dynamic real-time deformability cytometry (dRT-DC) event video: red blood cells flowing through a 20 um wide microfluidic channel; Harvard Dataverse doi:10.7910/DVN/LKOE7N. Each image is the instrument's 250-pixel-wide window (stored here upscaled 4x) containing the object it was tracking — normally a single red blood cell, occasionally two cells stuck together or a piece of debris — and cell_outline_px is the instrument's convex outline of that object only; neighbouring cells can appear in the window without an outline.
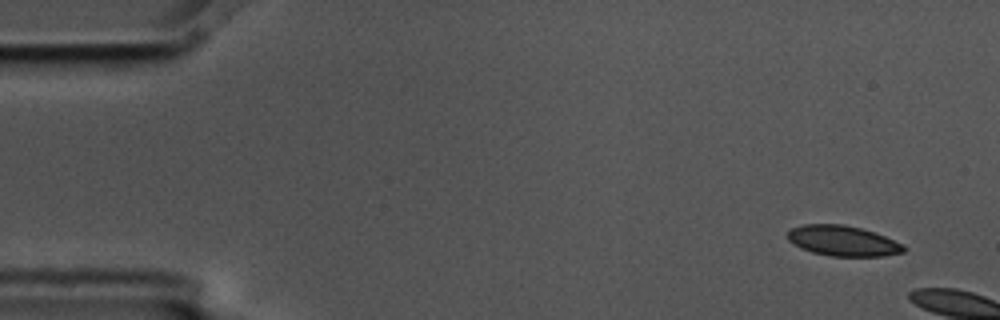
{"species": "common noctule bat (a hibernating species)", "species_latin": "Nyctalus noctula", "temperature_condition": "cold", "stored_images_in_passage": 2, "camera_frame_rate_fps": 3000, "um_per_image_px": 0.085, "animal": {"sex": "male", "body_mass_g": 17.5, "forearm_length_mm": 52.3}, "frame": {"image": 1, "passage_image": 1, "time_ms": 0.0, "image_size_px": [1000, 320], "cell_outline_px": [[908, 248], [904, 252], [884, 256], [832, 256], [812, 252], [788, 240], [788, 232], [792, 228], [804, 224], [844, 224], [860, 228], [884, 236], [904, 244]], "centroid_in_image_um": [71.69, 20.47], "position_along_channel_um": 13.3, "area_um2": 20.35}}